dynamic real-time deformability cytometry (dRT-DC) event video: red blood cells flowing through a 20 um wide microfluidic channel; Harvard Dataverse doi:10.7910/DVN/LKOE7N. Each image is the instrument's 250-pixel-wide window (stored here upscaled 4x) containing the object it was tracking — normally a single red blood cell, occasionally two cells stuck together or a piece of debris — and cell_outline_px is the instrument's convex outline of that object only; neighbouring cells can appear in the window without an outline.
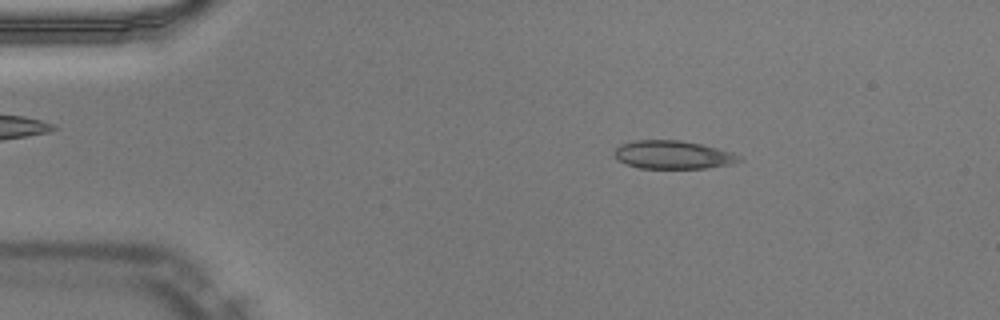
{"species": "Egyptian fruit bat (a non-hibernating species)", "species_latin": "Rousettus aegyptiacus", "temperature_condition": "warm", "stored_images_in_passage": 47, "camera_frame_rate_fps": 3000, "um_per_image_px": 0.085, "animal": {"sex": "male"}, "frame": {"image": 1, "passage_image": 6, "time_ms": 1.667, "image_size_px": [1000, 320], "cell_outline_px": [[744, 160], [732, 164], [704, 168], [640, 168], [628, 164], [620, 160], [612, 152], [616, 148], [624, 144], [636, 140], [680, 140], [700, 144], [732, 152], [740, 156]], "centroid_in_image_um": [57.24, 13.16], "position_along_channel_um": 27.8, "area_um2": 20.29}}
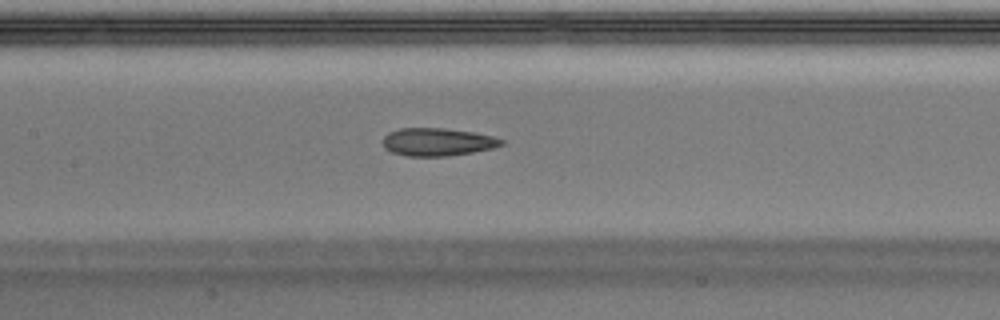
{"frame": {"image": 2, "passage_image": 21, "time_ms": 6.667, "image_size_px": [1000, 320], "cell_outline_px": [[504, 144], [492, 148], [472, 152], [448, 156], [408, 156], [392, 152], [384, 148], [384, 136], [388, 132], [400, 128], [444, 128], [476, 132], [492, 136], [504, 140]], "centroid_in_image_um": [37.19, 12.06], "position_along_channel_um": 170.2, "area_um2": 19.25}}
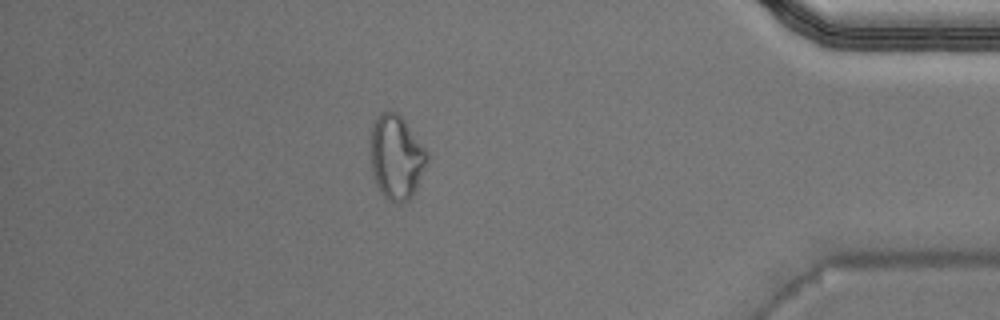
{"frame": {"image": 3, "passage_image": 41, "time_ms": 13.333, "image_size_px": [1000, 320], "cell_outline_px": [[428, 160], [416, 188], [412, 196], [408, 200], [400, 204], [396, 204], [388, 200], [384, 196], [376, 184], [372, 172], [372, 128], [376, 116], [380, 112], [396, 112], [404, 120], [428, 152]], "centroid_in_image_um": [33.7, 13.39], "position_along_channel_um": 401.5, "area_um2": 27.4}, "authors_computed_cell_mechanics": {"area_um2": 20.519, "velocity_mm_per_s": 4.0447, "shape_relaxation_time_tau1_ms": null, "shape_relaxation_time_tau2_ms": 6.8228, "deformation_change_tau1": null, "deformation_change_tau2": 0.1232}}